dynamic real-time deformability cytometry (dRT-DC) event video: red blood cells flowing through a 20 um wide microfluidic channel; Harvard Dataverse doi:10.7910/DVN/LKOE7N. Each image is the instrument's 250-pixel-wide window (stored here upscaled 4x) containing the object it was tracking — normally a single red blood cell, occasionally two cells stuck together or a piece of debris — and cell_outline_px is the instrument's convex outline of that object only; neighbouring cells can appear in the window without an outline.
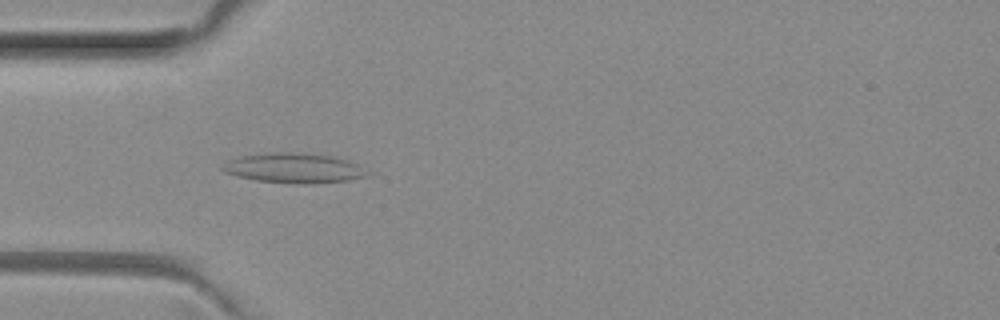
{"species": "common noctule bat (a hibernating species)", "species_latin": "Nyctalus noctula", "temperature_condition": "room temperature", "stored_images_in_passage": 4, "camera_frame_rate_fps": 3000, "um_per_image_px": 0.085, "animal": {"sex": "female", "body_mass_g": 29.2, "forearm_length_mm": 56.3}, "frame": {"image": 1, "passage_image": 4, "time_ms": 1.0, "image_size_px": [1000, 320], "cell_outline_px": [[372, 172], [364, 176], [348, 180], [312, 184], [300, 184], [256, 180], [224, 172], [220, 168], [220, 164], [228, 160], [240, 156], [280, 152], [288, 152], [336, 156], [348, 160]], "centroid_in_image_um": [24.99, 14.29], "position_along_channel_um": 60.0, "area_um2": 25.14}}